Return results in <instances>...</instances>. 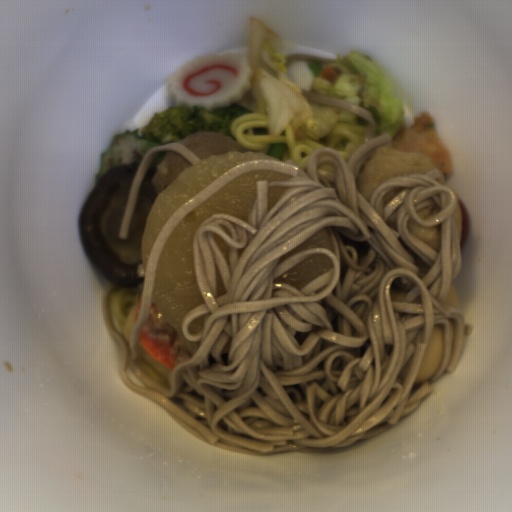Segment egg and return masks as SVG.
Here are the masks:
<instances>
[{
    "label": "egg",
    "instance_id": "3",
    "mask_svg": "<svg viewBox=\"0 0 512 512\" xmlns=\"http://www.w3.org/2000/svg\"><path fill=\"white\" fill-rule=\"evenodd\" d=\"M408 291H406L403 287H397L390 290V296L392 301L401 302Z\"/></svg>",
    "mask_w": 512,
    "mask_h": 512
},
{
    "label": "egg",
    "instance_id": "2",
    "mask_svg": "<svg viewBox=\"0 0 512 512\" xmlns=\"http://www.w3.org/2000/svg\"><path fill=\"white\" fill-rule=\"evenodd\" d=\"M442 304L454 305L461 312V305L457 293V289L452 281L448 295Z\"/></svg>",
    "mask_w": 512,
    "mask_h": 512
},
{
    "label": "egg",
    "instance_id": "1",
    "mask_svg": "<svg viewBox=\"0 0 512 512\" xmlns=\"http://www.w3.org/2000/svg\"><path fill=\"white\" fill-rule=\"evenodd\" d=\"M445 352L444 333L442 325L436 324L432 332L420 363L419 369L412 384H422L432 378L440 369Z\"/></svg>",
    "mask_w": 512,
    "mask_h": 512
}]
</instances>
